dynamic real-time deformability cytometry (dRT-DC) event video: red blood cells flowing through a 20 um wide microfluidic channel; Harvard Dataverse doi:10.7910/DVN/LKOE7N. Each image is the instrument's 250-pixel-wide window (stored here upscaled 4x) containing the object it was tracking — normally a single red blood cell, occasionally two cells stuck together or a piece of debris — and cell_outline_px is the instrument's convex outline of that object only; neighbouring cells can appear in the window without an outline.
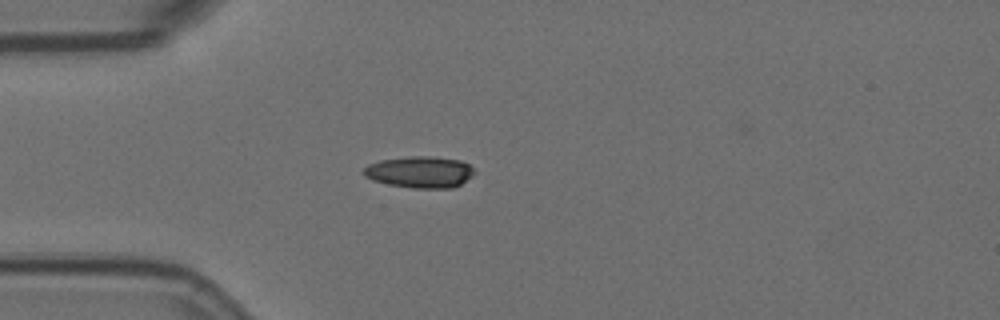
{"species": "Egyptian fruit bat (a non-hibernating species)", "species_latin": "Rousettus aegyptiacus", "temperature_condition": "room temperature", "stored_images_in_passage": 5, "camera_frame_rate_fps": 3000, "um_per_image_px": 0.085, "animal": {"sex": "female"}, "frame": {"image": 1, "passage_image": 2, "time_ms": 0.333, "image_size_px": [1000, 320], "cell_outline_px": [[476, 172], [472, 176], [460, 184], [452, 188], [412, 188], [388, 184], [372, 180], [364, 176], [360, 172], [368, 164], [380, 160], [408, 156], [432, 156], [460, 160], [468, 164]], "centroid_in_image_um": [35.66, 14.62], "position_along_channel_um": 49.3, "area_um2": 20.52}}
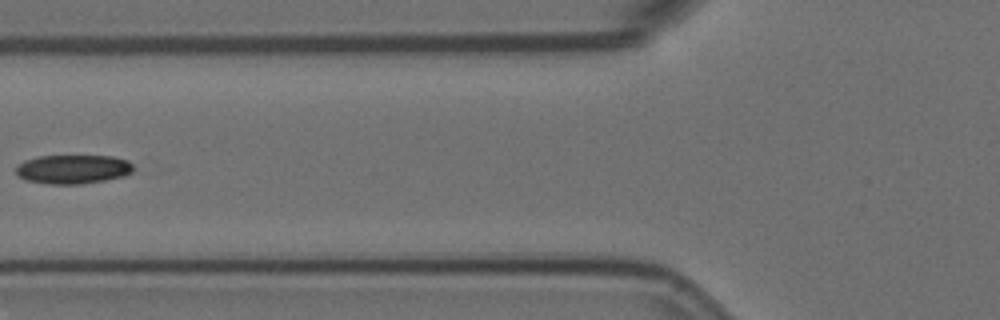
{"frame": {"image": 2, "passage_image": 4, "time_ms": 1.0, "image_size_px": [1000, 320], "cell_outline_px": [[136, 168], [132, 172], [124, 176], [104, 180], [80, 184], [48, 184], [24, 180], [16, 176], [16, 168], [24, 160], [36, 156], [112, 156], [128, 160]], "centroid_in_image_um": [6.2, 14.38], "position_along_channel_um": 119.6, "area_um2": 20.06}}
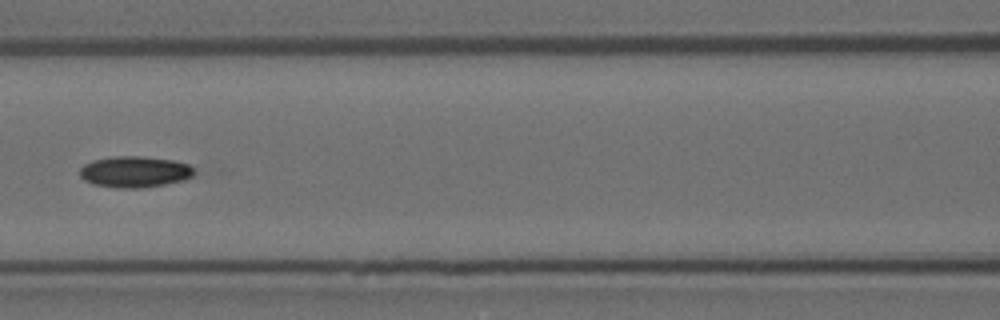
{"frame": {"image": 3, "passage_image": 5, "time_ms": 1.333, "image_size_px": [1000, 320], "cell_outline_px": [[196, 172], [192, 176], [184, 180], [144, 188], [116, 188], [92, 184], [84, 180], [80, 176], [80, 168], [84, 164], [92, 160], [112, 156], [144, 156], [172, 160], [188, 164]], "centroid_in_image_um": [11.43, 14.6], "position_along_channel_um": 155.2, "area_um2": 20.98}}